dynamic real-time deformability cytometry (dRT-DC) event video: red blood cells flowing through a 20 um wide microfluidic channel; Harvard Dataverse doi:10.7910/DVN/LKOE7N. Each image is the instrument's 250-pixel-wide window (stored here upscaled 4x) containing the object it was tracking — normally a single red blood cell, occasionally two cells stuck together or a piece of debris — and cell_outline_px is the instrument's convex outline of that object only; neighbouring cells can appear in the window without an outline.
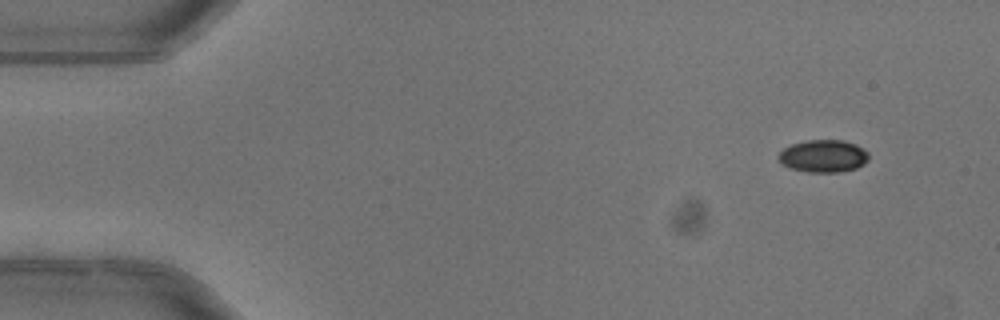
{"species": "common noctule bat (a hibernating species)", "species_latin": "Nyctalus noctula", "temperature_condition": "warm", "stored_images_in_passage": 4, "camera_frame_rate_fps": 3000, "um_per_image_px": 0.085, "animal": {"sex": "female"}, "frame": {"image": 1, "passage_image": 1, "time_ms": 0.0, "image_size_px": [1000, 320], "cell_outline_px": [[868, 160], [864, 164], [856, 168], [840, 172], [808, 172], [788, 168], [780, 164], [776, 156], [784, 148], [792, 144], [808, 140], [844, 140], [856, 144], [868, 152]], "centroid_in_image_um": [69.96, 13.27], "position_along_channel_um": 15.0, "area_um2": 17.28}}
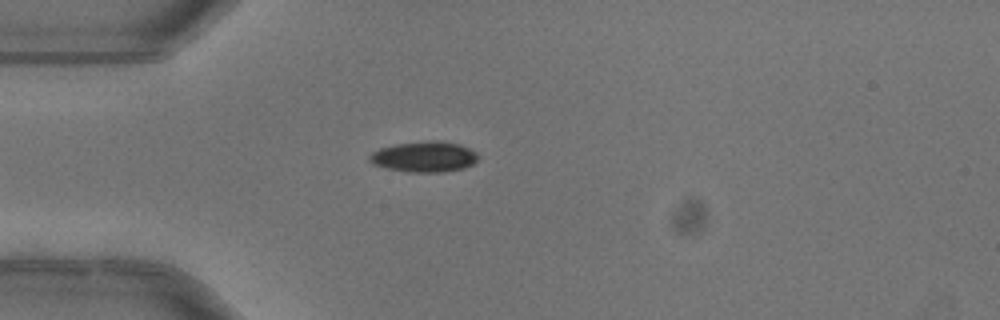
{"frame": {"image": 2, "passage_image": 4, "time_ms": 1.0, "image_size_px": [1000, 320], "cell_outline_px": [[480, 156], [472, 164], [464, 168], [444, 172], [408, 172], [388, 168], [372, 164], [368, 160], [368, 156], [372, 152], [380, 148], [396, 144], [436, 140], [460, 144], [476, 152]], "centroid_in_image_um": [36.06, 13.33], "position_along_channel_um": 48.9, "area_um2": 19.36}}